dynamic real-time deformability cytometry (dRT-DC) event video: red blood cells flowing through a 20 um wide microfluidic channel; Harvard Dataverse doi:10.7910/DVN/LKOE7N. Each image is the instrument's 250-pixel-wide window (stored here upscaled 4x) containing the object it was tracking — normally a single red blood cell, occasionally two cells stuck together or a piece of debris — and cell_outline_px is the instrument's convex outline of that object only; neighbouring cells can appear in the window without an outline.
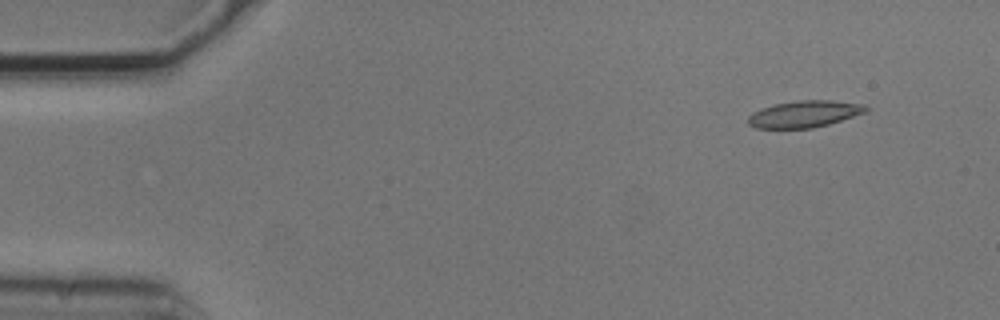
{"species": "common noctule bat (a hibernating species)", "species_latin": "Nyctalus noctula", "temperature_condition": "cold", "stored_images_in_passage": 4, "camera_frame_rate_fps": 3000, "um_per_image_px": 0.085, "animal": {"sex": "male", "body_mass_g": 20.5, "forearm_length_mm": 52.5}, "frame": {"image": 1, "passage_image": 1, "time_ms": 0.0, "image_size_px": [1000, 320], "cell_outline_px": [[872, 108], [868, 112], [828, 124], [812, 128], [756, 128], [748, 124], [748, 116], [752, 112], [760, 108], [776, 104], [800, 100], [832, 100], [864, 104]], "centroid_in_image_um": [68.42, 9.68], "position_along_channel_um": 16.6, "area_um2": 18.5}}
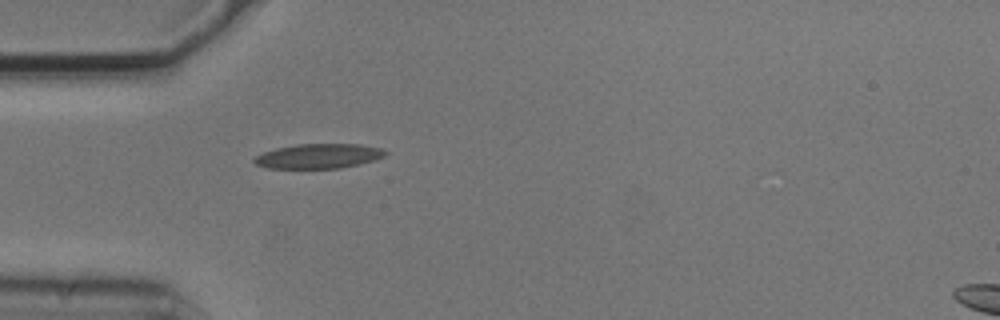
{"frame": {"image": 2, "passage_image": 4, "time_ms": 1.0, "image_size_px": [1000, 320], "cell_outline_px": [[388, 152], [384, 156], [376, 160], [360, 164], [340, 168], [268, 168], [256, 164], [252, 160], [256, 156], [264, 152], [276, 148], [296, 144], [360, 144], [380, 148]], "centroid_in_image_um": [27.1, 13.27], "position_along_channel_um": 57.9, "area_um2": 18.84}}